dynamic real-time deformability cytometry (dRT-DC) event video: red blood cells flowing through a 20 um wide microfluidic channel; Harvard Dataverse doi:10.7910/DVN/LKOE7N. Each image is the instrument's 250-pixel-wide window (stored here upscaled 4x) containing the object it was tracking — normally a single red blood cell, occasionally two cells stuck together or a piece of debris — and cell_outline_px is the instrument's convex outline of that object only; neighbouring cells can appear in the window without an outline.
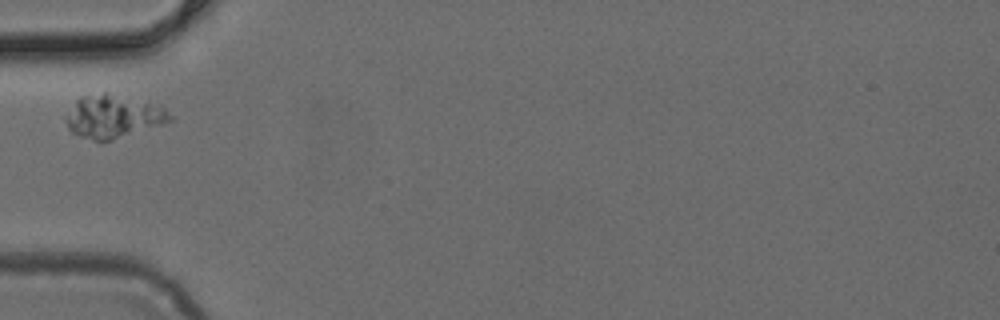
{"species": "common noctule bat (a hibernating species)", "species_latin": "Nyctalus noctula", "temperature_condition": "cold", "stored_images_in_passage": 1, "camera_frame_rate_fps": 3000, "um_per_image_px": 0.085, "animal": {"sex": "female", "body_mass_g": 24.6, "forearm_length_mm": 56.2}, "frame": {"image": 1, "passage_image": 1, "time_ms": 0.0, "image_size_px": [1000, 320], "cell_outline_px": [[176, 120], [100, 144], [80, 136], [72, 132], [68, 128], [64, 120], [64, 116], [76, 100], [80, 96], [104, 92], [108, 92], [160, 104], [176, 116]], "centroid_in_image_um": [9.67, 9.9], "position_along_channel_um": 75.3, "area_um2": 27.11}}